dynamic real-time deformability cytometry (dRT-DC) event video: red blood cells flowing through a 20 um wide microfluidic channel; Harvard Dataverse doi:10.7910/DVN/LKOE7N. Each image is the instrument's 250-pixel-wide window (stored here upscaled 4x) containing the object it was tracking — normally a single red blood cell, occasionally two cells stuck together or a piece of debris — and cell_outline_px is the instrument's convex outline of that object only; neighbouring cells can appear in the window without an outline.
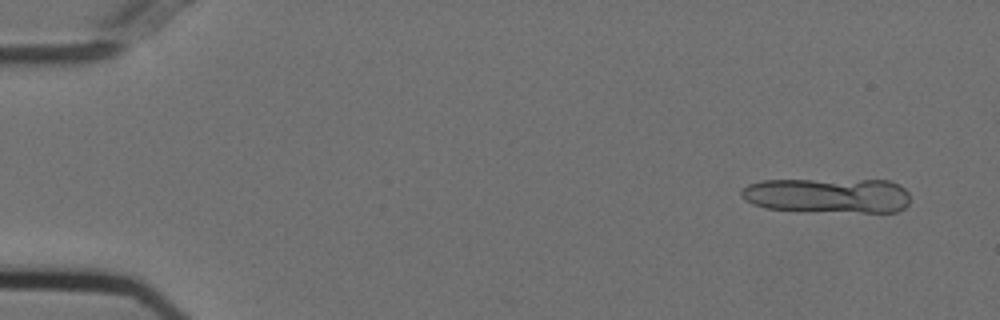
{"species": "Egyptian fruit bat (a non-hibernating species)", "species_latin": "Rousettus aegyptiacus", "temperature_condition": "cold", "stored_images_in_passage": 4, "camera_frame_rate_fps": 3000, "um_per_image_px": 0.085, "animal": {"sex": "female"}, "frame": {"image": 1, "passage_image": 1, "time_ms": 0.0, "image_size_px": [1000, 320], "cell_outline_px": [[908, 204], [904, 208], [896, 212], [796, 212], [764, 208], [752, 204], [744, 200], [740, 196], [740, 192], [748, 184], [760, 180], [888, 180], [900, 184], [908, 192]], "centroid_in_image_um": [70.31, 16.63], "position_along_channel_um": 14.7, "area_um2": 35.32}}